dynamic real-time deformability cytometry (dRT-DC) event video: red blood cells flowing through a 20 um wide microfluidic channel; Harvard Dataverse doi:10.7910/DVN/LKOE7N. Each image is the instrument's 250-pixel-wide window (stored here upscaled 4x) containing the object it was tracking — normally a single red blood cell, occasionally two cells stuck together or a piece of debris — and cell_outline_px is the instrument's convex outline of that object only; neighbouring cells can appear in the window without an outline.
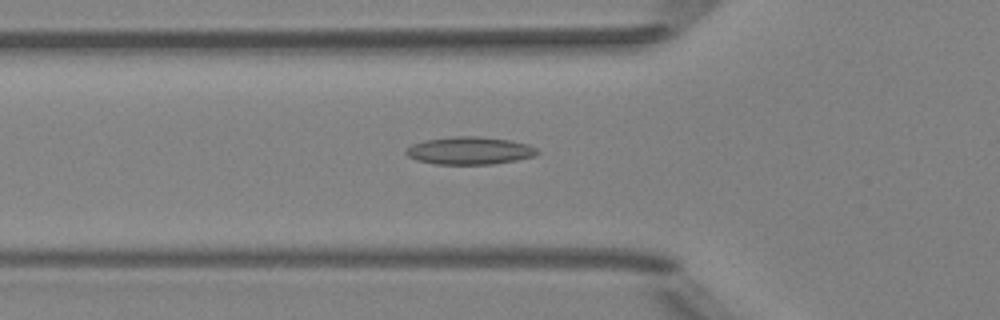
{"species": "Egyptian fruit bat (a non-hibernating species)", "species_latin": "Rousettus aegyptiacus", "temperature_condition": "room temperature", "stored_images_in_passage": 51, "camera_frame_rate_fps": 3000, "um_per_image_px": 0.085, "animal": {"sex": "female"}, "frame": {"image": 1, "passage_image": 18, "time_ms": 5.667, "image_size_px": [1000, 320], "cell_outline_px": [[540, 152], [536, 156], [516, 160], [492, 164], [436, 164], [416, 160], [408, 156], [404, 152], [412, 144], [424, 140], [452, 136], [480, 136], [508, 140], [528, 144], [536, 148]], "centroid_in_image_um": [39.92, 12.8], "position_along_channel_um": 85.9, "area_um2": 21.21}}
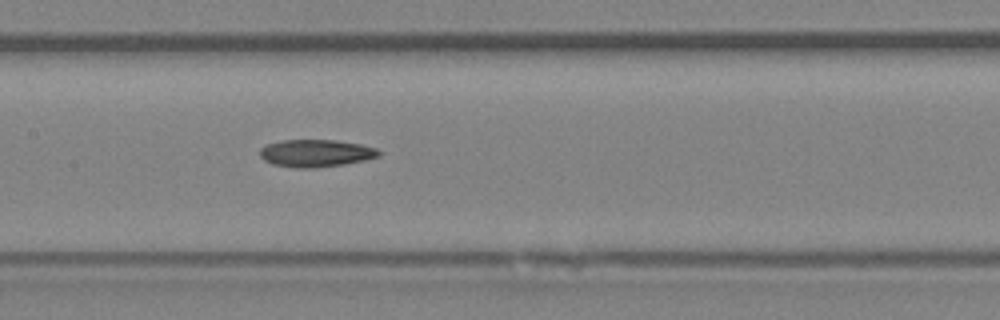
{"frame": {"image": 2, "passage_image": 25, "time_ms": 8.0, "image_size_px": [1000, 320], "cell_outline_px": [[380, 156], [364, 160], [344, 164], [312, 168], [296, 168], [272, 164], [264, 160], [260, 156], [260, 148], [268, 144], [284, 140], [336, 140], [360, 144], [376, 148], [380, 152]], "centroid_in_image_um": [26.84, 13.02], "position_along_channel_um": 180.6, "area_um2": 18.9}}
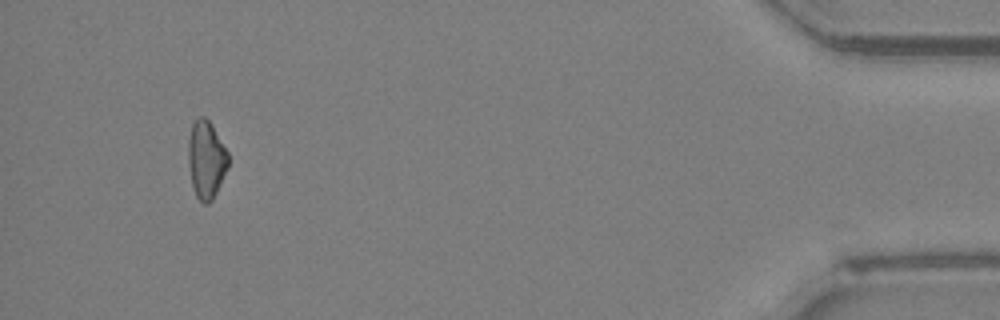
{"frame": {"image": 3, "passage_image": 48, "time_ms": 15.667, "image_size_px": [1000, 320], "cell_outline_px": [[228, 168], [212, 200], [208, 204], [204, 204], [196, 196], [192, 188], [188, 164], [188, 140], [192, 124], [200, 116], [204, 116], [212, 124], [228, 152]], "centroid_in_image_um": [17.52, 13.57], "position_along_channel_um": 417.7, "area_um2": 18.21}, "authors_computed_cell_mechanics": {"area_um2": 18.785, "velocity_mm_per_s": 4.0591, "shape_relaxation_time_tau1_ms": null, "shape_relaxation_time_tau2_ms": 4.5537, "deformation_change_tau1": null, "deformation_change_tau2": 0.147}}